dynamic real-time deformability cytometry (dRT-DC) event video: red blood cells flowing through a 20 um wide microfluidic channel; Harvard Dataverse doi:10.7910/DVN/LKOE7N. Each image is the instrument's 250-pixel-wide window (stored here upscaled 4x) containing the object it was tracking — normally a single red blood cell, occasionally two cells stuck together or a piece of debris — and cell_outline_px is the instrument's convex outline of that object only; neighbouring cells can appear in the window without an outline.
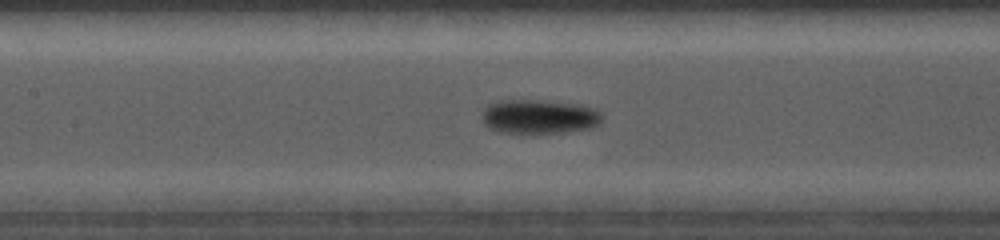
{"species": "common noctule bat (a hibernating species)", "species_latin": "Nyctalus noctula", "temperature_condition": "cold", "stored_images_in_passage": 54, "camera_frame_rate_fps": 5000, "um_per_image_px": 0.085, "animal": {"sex": "female", "body_mass_g": 19.0, "forearm_length_mm": 56.7}, "frame": {"image": 1, "passage_image": 19, "time_ms": 6.0, "image_size_px": [1000, 240], "cell_outline_px": [[604, 116], [592, 128], [568, 132], [500, 132], [488, 128], [484, 124], [484, 108], [488, 104], [496, 100], [536, 100], [576, 104], [596, 108]], "centroid_in_image_um": [45.83, 9.9], "position_along_channel_um": 161.6, "area_um2": 23.76}}
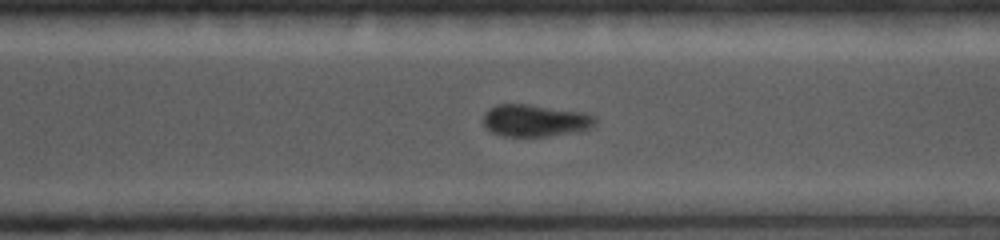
{"frame": {"image": 2, "passage_image": 36, "time_ms": 9.6, "image_size_px": [1000, 240], "cell_outline_px": [[596, 120], [588, 128], [548, 136], [504, 136], [492, 132], [484, 128], [484, 112], [488, 108], [496, 104], [528, 104], [584, 112], [596, 116]], "centroid_in_image_um": [45.41, 10.22], "position_along_channel_um": 325.2, "area_um2": 20.75}}
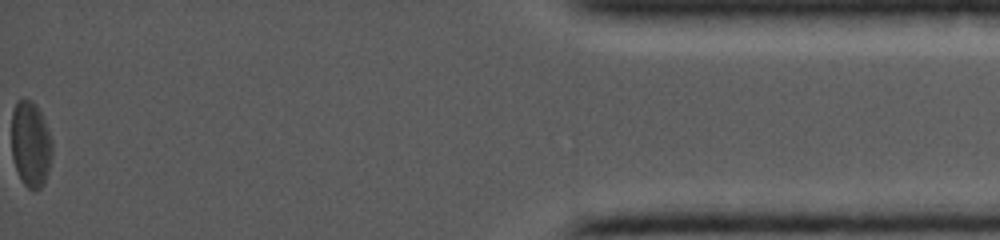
{"frame": {"image": 3, "passage_image": 54, "time_ms": 13.6, "image_size_px": [1000, 240], "cell_outline_px": [[52, 152], [48, 172], [44, 184], [40, 188], [28, 188], [20, 180], [12, 156], [12, 112], [16, 100], [32, 100], [40, 112], [48, 128], [52, 144]], "centroid_in_image_um": [2.6, 12.25], "position_along_channel_um": 432.6, "area_um2": 20.23}}